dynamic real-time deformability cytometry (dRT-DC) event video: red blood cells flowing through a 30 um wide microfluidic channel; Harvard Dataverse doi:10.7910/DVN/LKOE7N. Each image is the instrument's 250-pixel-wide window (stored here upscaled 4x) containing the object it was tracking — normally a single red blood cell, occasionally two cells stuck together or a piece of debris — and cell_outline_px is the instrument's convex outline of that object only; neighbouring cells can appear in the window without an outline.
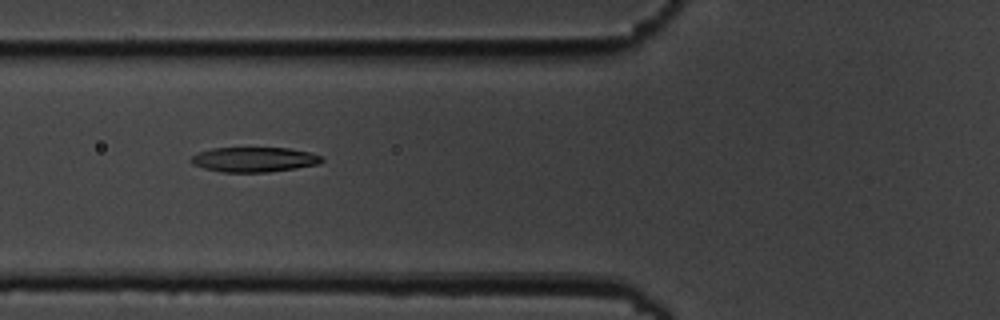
{"species": "common noctule bat (a hibernating species)", "species_latin": "Nyctalus noctula", "temperature_condition": "cold", "stored_images_in_passage": 6, "camera_frame_rate_fps": 3000, "um_per_image_px": 0.085, "animal": {"sex": "male", "body_mass_g": 19.5, "forearm_length_mm": 54.6}, "frame": {"image": 1, "passage_image": 5, "time_ms": 4.667, "image_size_px": [1000, 320], "cell_outline_px": [[324, 160], [320, 164], [296, 168], [268, 172], [224, 172], [204, 168], [192, 164], [192, 156], [200, 152], [212, 148], [288, 148], [308, 152], [324, 156]], "centroid_in_image_um": [21.66, 13.56], "position_along_channel_um": 104.1, "area_um2": 18.84}}
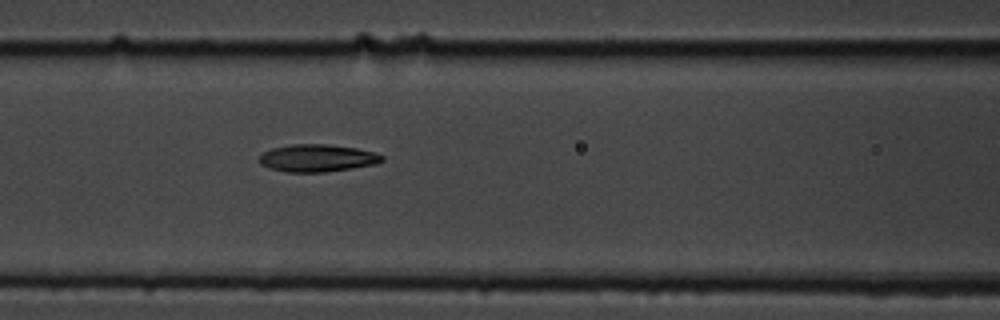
{"frame": {"image": 2, "passage_image": 6, "time_ms": 5.667, "image_size_px": [1000, 320], "cell_outline_px": [[384, 160], [376, 164], [352, 168], [324, 172], [288, 172], [268, 168], [260, 164], [256, 160], [264, 152], [272, 148], [292, 144], [328, 144], [356, 148], [376, 152], [384, 156]], "centroid_in_image_um": [26.96, 13.43], "position_along_channel_um": 139.6, "area_um2": 19.77}}